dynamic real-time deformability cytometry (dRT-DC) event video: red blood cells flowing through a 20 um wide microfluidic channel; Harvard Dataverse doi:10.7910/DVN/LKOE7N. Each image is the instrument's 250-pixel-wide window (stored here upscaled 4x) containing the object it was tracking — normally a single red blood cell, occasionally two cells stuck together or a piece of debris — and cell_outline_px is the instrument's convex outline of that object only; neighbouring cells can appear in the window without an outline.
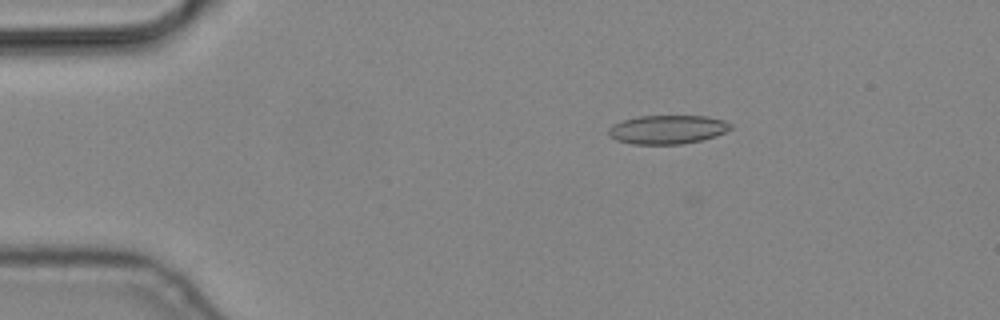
{"species": "common noctule bat (a hibernating species)", "species_latin": "Nyctalus noctula", "temperature_condition": "cold", "stored_images_in_passage": 5, "camera_frame_rate_fps": 3000, "um_per_image_px": 0.085, "animal": {"sex": "male", "body_mass_g": 19.2, "forearm_length_mm": 51.8}, "frame": {"image": 1, "passage_image": 2, "time_ms": 0.333, "image_size_px": [1000, 320], "cell_outline_px": [[732, 128], [716, 136], [684, 144], [632, 144], [616, 140], [608, 136], [608, 128], [612, 124], [624, 120], [640, 116], [708, 116], [724, 120], [732, 124]], "centroid_in_image_um": [56.72, 11.01], "position_along_channel_um": 28.3, "area_um2": 20.58}}